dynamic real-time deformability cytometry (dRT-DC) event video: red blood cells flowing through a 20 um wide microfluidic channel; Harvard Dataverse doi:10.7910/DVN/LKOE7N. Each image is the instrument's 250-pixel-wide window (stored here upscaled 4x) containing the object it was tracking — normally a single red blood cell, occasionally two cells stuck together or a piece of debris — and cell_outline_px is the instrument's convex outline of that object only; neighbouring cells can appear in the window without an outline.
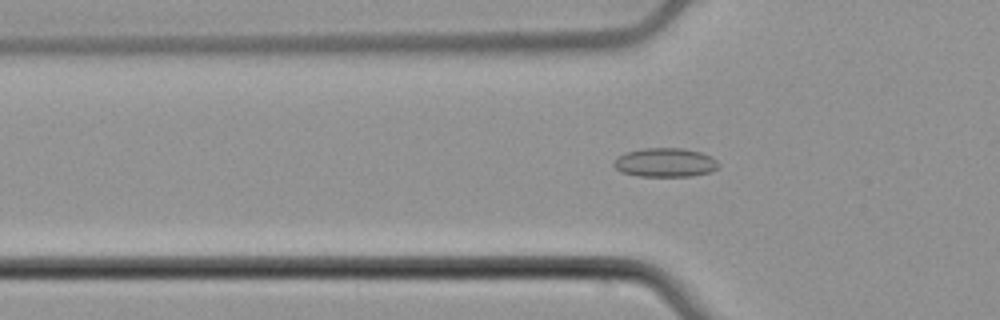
{"species": "common noctule bat (a hibernating species)", "species_latin": "Nyctalus noctula", "temperature_condition": "cold", "stored_images_in_passage": 27, "camera_frame_rate_fps": 3000, "um_per_image_px": 0.085, "animal": {"sex": "male", "body_mass_g": 21.5, "forearm_length_mm": 52.0}, "frame": {"image": 1, "passage_image": 10, "time_ms": 3.0, "image_size_px": [1000, 320], "cell_outline_px": [[720, 164], [712, 172], [692, 176], [640, 176], [620, 172], [612, 164], [624, 152], [644, 148], [684, 148], [700, 152], [716, 160]], "centroid_in_image_um": [56.54, 13.82], "position_along_channel_um": 69.3, "area_um2": 17.63}}
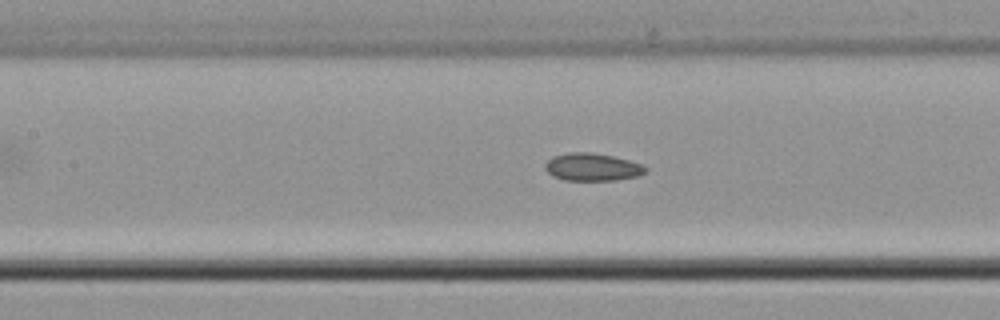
{"frame": {"image": 2, "passage_image": 17, "time_ms": 5.333, "image_size_px": [1000, 320], "cell_outline_px": [[648, 168], [644, 172], [636, 176], [616, 180], [564, 180], [552, 176], [544, 168], [544, 164], [552, 156], [568, 152], [588, 152], [612, 156], [628, 160], [640, 164]], "centroid_in_image_um": [50.28, 14.19], "position_along_channel_um": 157.1, "area_um2": 16.07}}
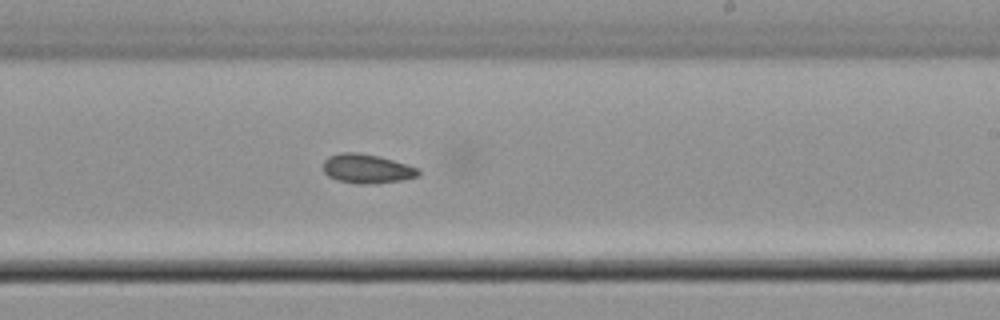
{"frame": {"image": 3, "passage_image": 25, "time_ms": 8.0, "image_size_px": [1000, 320], "cell_outline_px": [[420, 176], [400, 180], [360, 184], [336, 180], [328, 176], [324, 172], [324, 160], [328, 156], [340, 152], [360, 152], [380, 156], [420, 168]], "centroid_in_image_um": [31.18, 14.32], "position_along_channel_um": 257.8, "area_um2": 16.24}}